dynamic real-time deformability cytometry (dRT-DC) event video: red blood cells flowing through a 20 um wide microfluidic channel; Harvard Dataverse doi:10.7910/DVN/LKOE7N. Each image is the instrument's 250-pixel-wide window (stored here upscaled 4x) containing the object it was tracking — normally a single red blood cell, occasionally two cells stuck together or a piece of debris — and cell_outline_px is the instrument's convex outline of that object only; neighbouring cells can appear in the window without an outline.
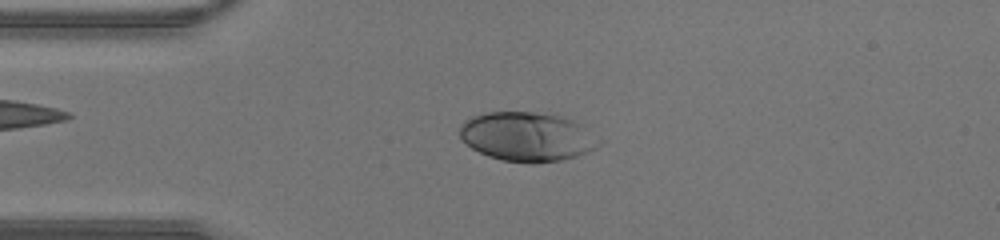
{"species": "human", "species_latin": "Homo sapiens", "temperature_condition": "warm", "stored_images_in_passage": 44, "camera_frame_rate_fps": 3000, "um_per_image_px": 0.085, "donor": {"sex": "male"}, "frame": {"image": 1, "passage_image": 10, "time_ms": 3.0, "image_size_px": [1000, 240], "cell_outline_px": [[604, 140], [600, 144], [588, 152], [576, 156], [560, 160], [532, 164], [500, 160], [488, 156], [472, 148], [460, 140], [460, 128], [464, 120], [472, 116], [488, 112], [532, 112], [560, 116], [572, 120]], "centroid_in_image_um": [44.79, 11.63], "position_along_channel_um": 40.2, "area_um2": 40.0}}
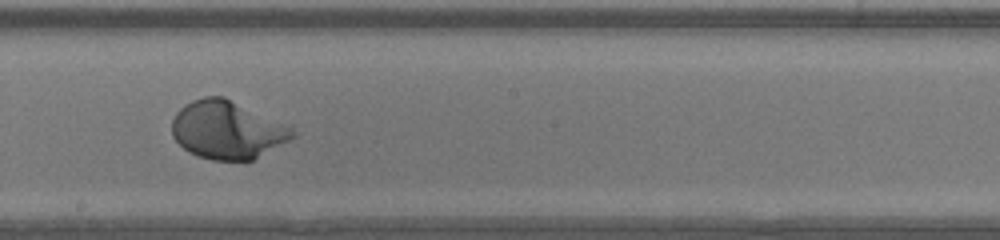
{"frame": {"image": 2, "passage_image": 24, "time_ms": 7.667, "image_size_px": [1000, 240], "cell_outline_px": [[296, 136], [252, 160], [212, 160], [188, 152], [172, 136], [172, 120], [176, 112], [184, 104], [192, 100], [204, 96], [224, 96], [292, 124], [296, 132]], "centroid_in_image_um": [19.37, 11.01], "position_along_channel_um": 228.8, "area_um2": 41.38}}
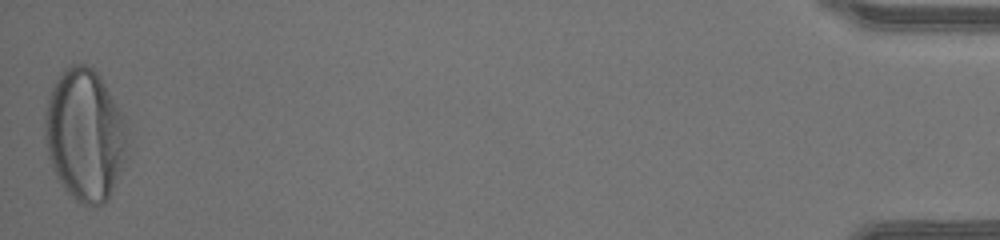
{"frame": {"image": 3, "passage_image": 44, "time_ms": 14.333, "image_size_px": [1000, 240], "cell_outline_px": [[124, 144], [120, 168], [112, 192], [108, 200], [104, 204], [84, 204], [76, 200], [64, 188], [56, 176], [52, 168], [48, 156], [44, 136], [44, 112], [48, 96], [56, 80], [72, 64], [84, 64], [92, 68], [96, 72], [104, 84], [116, 104], [124, 120]], "centroid_in_image_um": [7.14, 11.47], "position_along_channel_um": 428.1, "area_um2": 61.85}}